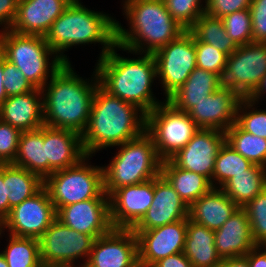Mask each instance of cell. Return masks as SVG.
<instances>
[{"instance_id":"obj_1","label":"cell","mask_w":266,"mask_h":267,"mask_svg":"<svg viewBox=\"0 0 266 267\" xmlns=\"http://www.w3.org/2000/svg\"><path fill=\"white\" fill-rule=\"evenodd\" d=\"M94 70L91 80L85 79L74 71L70 62L64 63L51 77L41 89L45 126L83 134L88 125L95 90L99 85L96 69Z\"/></svg>"},{"instance_id":"obj_2","label":"cell","mask_w":266,"mask_h":267,"mask_svg":"<svg viewBox=\"0 0 266 267\" xmlns=\"http://www.w3.org/2000/svg\"><path fill=\"white\" fill-rule=\"evenodd\" d=\"M145 131L146 114L141 109L97 86L88 125L81 135L86 156L107 147L118 148Z\"/></svg>"},{"instance_id":"obj_3","label":"cell","mask_w":266,"mask_h":267,"mask_svg":"<svg viewBox=\"0 0 266 267\" xmlns=\"http://www.w3.org/2000/svg\"><path fill=\"white\" fill-rule=\"evenodd\" d=\"M117 49L118 44L97 60L95 69L99 85L147 115L164 102L157 100L151 89L157 80L155 57L150 53H139L141 56L137 58L123 57Z\"/></svg>"},{"instance_id":"obj_4","label":"cell","mask_w":266,"mask_h":267,"mask_svg":"<svg viewBox=\"0 0 266 267\" xmlns=\"http://www.w3.org/2000/svg\"><path fill=\"white\" fill-rule=\"evenodd\" d=\"M129 30L117 21L118 49L153 54L186 31L168 12L164 0H123Z\"/></svg>"},{"instance_id":"obj_5","label":"cell","mask_w":266,"mask_h":267,"mask_svg":"<svg viewBox=\"0 0 266 267\" xmlns=\"http://www.w3.org/2000/svg\"><path fill=\"white\" fill-rule=\"evenodd\" d=\"M51 50L65 63H70L65 51L78 45H102L99 59L117 44V21L105 12L85 7L80 0H72L54 21L45 35Z\"/></svg>"},{"instance_id":"obj_6","label":"cell","mask_w":266,"mask_h":267,"mask_svg":"<svg viewBox=\"0 0 266 267\" xmlns=\"http://www.w3.org/2000/svg\"><path fill=\"white\" fill-rule=\"evenodd\" d=\"M118 153L103 166L104 191L110 196L123 186L137 185L161 174L162 159L153 138L145 131L139 137L119 145Z\"/></svg>"},{"instance_id":"obj_7","label":"cell","mask_w":266,"mask_h":267,"mask_svg":"<svg viewBox=\"0 0 266 267\" xmlns=\"http://www.w3.org/2000/svg\"><path fill=\"white\" fill-rule=\"evenodd\" d=\"M0 53L39 89L65 63L51 50L45 36L20 34L10 29L0 30Z\"/></svg>"},{"instance_id":"obj_8","label":"cell","mask_w":266,"mask_h":267,"mask_svg":"<svg viewBox=\"0 0 266 267\" xmlns=\"http://www.w3.org/2000/svg\"><path fill=\"white\" fill-rule=\"evenodd\" d=\"M90 156L77 165L57 170L44 180L56 212L63 206L96 197H109L104 191L103 167L88 163Z\"/></svg>"},{"instance_id":"obj_9","label":"cell","mask_w":266,"mask_h":267,"mask_svg":"<svg viewBox=\"0 0 266 267\" xmlns=\"http://www.w3.org/2000/svg\"><path fill=\"white\" fill-rule=\"evenodd\" d=\"M199 129L187 112L176 109L166 99L146 115V132L162 160L184 148Z\"/></svg>"},{"instance_id":"obj_10","label":"cell","mask_w":266,"mask_h":267,"mask_svg":"<svg viewBox=\"0 0 266 267\" xmlns=\"http://www.w3.org/2000/svg\"><path fill=\"white\" fill-rule=\"evenodd\" d=\"M266 74V43L252 42L232 52L221 77V86L233 89L241 98H251Z\"/></svg>"},{"instance_id":"obj_11","label":"cell","mask_w":266,"mask_h":267,"mask_svg":"<svg viewBox=\"0 0 266 267\" xmlns=\"http://www.w3.org/2000/svg\"><path fill=\"white\" fill-rule=\"evenodd\" d=\"M156 62L157 79L163 87L166 100L175 93L197 67L195 37L184 31L153 53Z\"/></svg>"},{"instance_id":"obj_12","label":"cell","mask_w":266,"mask_h":267,"mask_svg":"<svg viewBox=\"0 0 266 267\" xmlns=\"http://www.w3.org/2000/svg\"><path fill=\"white\" fill-rule=\"evenodd\" d=\"M56 219V210L48 191L43 186L32 197L10 210L9 215L0 224V229L18 237L39 239Z\"/></svg>"},{"instance_id":"obj_13","label":"cell","mask_w":266,"mask_h":267,"mask_svg":"<svg viewBox=\"0 0 266 267\" xmlns=\"http://www.w3.org/2000/svg\"><path fill=\"white\" fill-rule=\"evenodd\" d=\"M94 241L93 236L77 232L56 218L39 238L41 261L74 265L81 258L85 264Z\"/></svg>"},{"instance_id":"obj_14","label":"cell","mask_w":266,"mask_h":267,"mask_svg":"<svg viewBox=\"0 0 266 267\" xmlns=\"http://www.w3.org/2000/svg\"><path fill=\"white\" fill-rule=\"evenodd\" d=\"M88 267H139L138 240L132 229L112 228L95 239Z\"/></svg>"},{"instance_id":"obj_15","label":"cell","mask_w":266,"mask_h":267,"mask_svg":"<svg viewBox=\"0 0 266 267\" xmlns=\"http://www.w3.org/2000/svg\"><path fill=\"white\" fill-rule=\"evenodd\" d=\"M133 232L138 240L139 267H151L162 258L184 252L187 218L150 230H133Z\"/></svg>"},{"instance_id":"obj_16","label":"cell","mask_w":266,"mask_h":267,"mask_svg":"<svg viewBox=\"0 0 266 267\" xmlns=\"http://www.w3.org/2000/svg\"><path fill=\"white\" fill-rule=\"evenodd\" d=\"M225 142V132L200 128L170 160L179 168L207 177L213 186L216 156Z\"/></svg>"},{"instance_id":"obj_17","label":"cell","mask_w":266,"mask_h":267,"mask_svg":"<svg viewBox=\"0 0 266 267\" xmlns=\"http://www.w3.org/2000/svg\"><path fill=\"white\" fill-rule=\"evenodd\" d=\"M154 197V178L137 185L123 186L109 196L113 228L132 229L146 214Z\"/></svg>"},{"instance_id":"obj_18","label":"cell","mask_w":266,"mask_h":267,"mask_svg":"<svg viewBox=\"0 0 266 267\" xmlns=\"http://www.w3.org/2000/svg\"><path fill=\"white\" fill-rule=\"evenodd\" d=\"M56 218L69 228L95 239L113 228L110 221L109 197H96L63 206L56 212Z\"/></svg>"},{"instance_id":"obj_19","label":"cell","mask_w":266,"mask_h":267,"mask_svg":"<svg viewBox=\"0 0 266 267\" xmlns=\"http://www.w3.org/2000/svg\"><path fill=\"white\" fill-rule=\"evenodd\" d=\"M241 100L233 89L220 86L187 113L199 128L225 132L235 123Z\"/></svg>"},{"instance_id":"obj_20","label":"cell","mask_w":266,"mask_h":267,"mask_svg":"<svg viewBox=\"0 0 266 267\" xmlns=\"http://www.w3.org/2000/svg\"><path fill=\"white\" fill-rule=\"evenodd\" d=\"M189 206L168 180L160 174L154 178L153 201L143 218L132 230H150L188 218Z\"/></svg>"},{"instance_id":"obj_21","label":"cell","mask_w":266,"mask_h":267,"mask_svg":"<svg viewBox=\"0 0 266 267\" xmlns=\"http://www.w3.org/2000/svg\"><path fill=\"white\" fill-rule=\"evenodd\" d=\"M45 145V179L57 170L77 165L86 157L81 135L60 128L43 125Z\"/></svg>"},{"instance_id":"obj_22","label":"cell","mask_w":266,"mask_h":267,"mask_svg":"<svg viewBox=\"0 0 266 267\" xmlns=\"http://www.w3.org/2000/svg\"><path fill=\"white\" fill-rule=\"evenodd\" d=\"M72 0H18L17 15L10 30L45 36Z\"/></svg>"},{"instance_id":"obj_23","label":"cell","mask_w":266,"mask_h":267,"mask_svg":"<svg viewBox=\"0 0 266 267\" xmlns=\"http://www.w3.org/2000/svg\"><path fill=\"white\" fill-rule=\"evenodd\" d=\"M215 247L221 259L245 256L256 247L246 211L238 208L231 217L214 231Z\"/></svg>"},{"instance_id":"obj_24","label":"cell","mask_w":266,"mask_h":267,"mask_svg":"<svg viewBox=\"0 0 266 267\" xmlns=\"http://www.w3.org/2000/svg\"><path fill=\"white\" fill-rule=\"evenodd\" d=\"M0 119L21 131L37 130L44 125L42 91L10 96L0 106Z\"/></svg>"},{"instance_id":"obj_25","label":"cell","mask_w":266,"mask_h":267,"mask_svg":"<svg viewBox=\"0 0 266 267\" xmlns=\"http://www.w3.org/2000/svg\"><path fill=\"white\" fill-rule=\"evenodd\" d=\"M238 208L239 206L221 188L213 187L189 206L188 218L215 231Z\"/></svg>"},{"instance_id":"obj_26","label":"cell","mask_w":266,"mask_h":267,"mask_svg":"<svg viewBox=\"0 0 266 267\" xmlns=\"http://www.w3.org/2000/svg\"><path fill=\"white\" fill-rule=\"evenodd\" d=\"M220 86L221 78L217 74L196 67L186 82L167 101L176 109L188 112Z\"/></svg>"},{"instance_id":"obj_27","label":"cell","mask_w":266,"mask_h":267,"mask_svg":"<svg viewBox=\"0 0 266 267\" xmlns=\"http://www.w3.org/2000/svg\"><path fill=\"white\" fill-rule=\"evenodd\" d=\"M184 254L193 267H218L222 261L216 251L214 231L189 218Z\"/></svg>"},{"instance_id":"obj_28","label":"cell","mask_w":266,"mask_h":267,"mask_svg":"<svg viewBox=\"0 0 266 267\" xmlns=\"http://www.w3.org/2000/svg\"><path fill=\"white\" fill-rule=\"evenodd\" d=\"M161 174L188 206L213 188L207 177L179 168L170 159L162 161Z\"/></svg>"},{"instance_id":"obj_29","label":"cell","mask_w":266,"mask_h":267,"mask_svg":"<svg viewBox=\"0 0 266 267\" xmlns=\"http://www.w3.org/2000/svg\"><path fill=\"white\" fill-rule=\"evenodd\" d=\"M266 188V168L252 164L245 173L228 180L221 189L240 208Z\"/></svg>"},{"instance_id":"obj_30","label":"cell","mask_w":266,"mask_h":267,"mask_svg":"<svg viewBox=\"0 0 266 267\" xmlns=\"http://www.w3.org/2000/svg\"><path fill=\"white\" fill-rule=\"evenodd\" d=\"M13 165L25 168L45 180L43 126L33 131H22Z\"/></svg>"},{"instance_id":"obj_31","label":"cell","mask_w":266,"mask_h":267,"mask_svg":"<svg viewBox=\"0 0 266 267\" xmlns=\"http://www.w3.org/2000/svg\"><path fill=\"white\" fill-rule=\"evenodd\" d=\"M44 186V181L25 168L6 164V195L9 213L12 208L32 197Z\"/></svg>"},{"instance_id":"obj_32","label":"cell","mask_w":266,"mask_h":267,"mask_svg":"<svg viewBox=\"0 0 266 267\" xmlns=\"http://www.w3.org/2000/svg\"><path fill=\"white\" fill-rule=\"evenodd\" d=\"M198 41L214 46L229 56L237 49V45L227 34L220 18L202 14L188 30Z\"/></svg>"},{"instance_id":"obj_33","label":"cell","mask_w":266,"mask_h":267,"mask_svg":"<svg viewBox=\"0 0 266 267\" xmlns=\"http://www.w3.org/2000/svg\"><path fill=\"white\" fill-rule=\"evenodd\" d=\"M225 141L252 164L266 168V138L250 134L234 123L225 131Z\"/></svg>"},{"instance_id":"obj_34","label":"cell","mask_w":266,"mask_h":267,"mask_svg":"<svg viewBox=\"0 0 266 267\" xmlns=\"http://www.w3.org/2000/svg\"><path fill=\"white\" fill-rule=\"evenodd\" d=\"M9 243L1 251L8 267H39L41 263L39 239L9 234Z\"/></svg>"},{"instance_id":"obj_35","label":"cell","mask_w":266,"mask_h":267,"mask_svg":"<svg viewBox=\"0 0 266 267\" xmlns=\"http://www.w3.org/2000/svg\"><path fill=\"white\" fill-rule=\"evenodd\" d=\"M251 165L252 163L249 160L241 156L225 141L216 156L213 171V187L221 188L233 176L245 173Z\"/></svg>"},{"instance_id":"obj_36","label":"cell","mask_w":266,"mask_h":267,"mask_svg":"<svg viewBox=\"0 0 266 267\" xmlns=\"http://www.w3.org/2000/svg\"><path fill=\"white\" fill-rule=\"evenodd\" d=\"M256 104L251 98H242L235 123L250 134L266 138V109L257 110Z\"/></svg>"},{"instance_id":"obj_37","label":"cell","mask_w":266,"mask_h":267,"mask_svg":"<svg viewBox=\"0 0 266 267\" xmlns=\"http://www.w3.org/2000/svg\"><path fill=\"white\" fill-rule=\"evenodd\" d=\"M242 208L249 218L255 244L266 246V188Z\"/></svg>"},{"instance_id":"obj_38","label":"cell","mask_w":266,"mask_h":267,"mask_svg":"<svg viewBox=\"0 0 266 267\" xmlns=\"http://www.w3.org/2000/svg\"><path fill=\"white\" fill-rule=\"evenodd\" d=\"M164 0L171 16L185 30H189L195 21L205 13L207 0Z\"/></svg>"},{"instance_id":"obj_39","label":"cell","mask_w":266,"mask_h":267,"mask_svg":"<svg viewBox=\"0 0 266 267\" xmlns=\"http://www.w3.org/2000/svg\"><path fill=\"white\" fill-rule=\"evenodd\" d=\"M227 34L237 46L252 43V21L250 10H240L221 18Z\"/></svg>"},{"instance_id":"obj_40","label":"cell","mask_w":266,"mask_h":267,"mask_svg":"<svg viewBox=\"0 0 266 267\" xmlns=\"http://www.w3.org/2000/svg\"><path fill=\"white\" fill-rule=\"evenodd\" d=\"M196 65L200 69L217 74L222 77L228 56L214 46L195 38Z\"/></svg>"},{"instance_id":"obj_41","label":"cell","mask_w":266,"mask_h":267,"mask_svg":"<svg viewBox=\"0 0 266 267\" xmlns=\"http://www.w3.org/2000/svg\"><path fill=\"white\" fill-rule=\"evenodd\" d=\"M3 84L7 97L32 92L36 88L25 78L22 71L3 56Z\"/></svg>"},{"instance_id":"obj_42","label":"cell","mask_w":266,"mask_h":267,"mask_svg":"<svg viewBox=\"0 0 266 267\" xmlns=\"http://www.w3.org/2000/svg\"><path fill=\"white\" fill-rule=\"evenodd\" d=\"M22 131L0 119V164H13Z\"/></svg>"},{"instance_id":"obj_43","label":"cell","mask_w":266,"mask_h":267,"mask_svg":"<svg viewBox=\"0 0 266 267\" xmlns=\"http://www.w3.org/2000/svg\"><path fill=\"white\" fill-rule=\"evenodd\" d=\"M249 10L252 21V42L266 43V0H252Z\"/></svg>"},{"instance_id":"obj_44","label":"cell","mask_w":266,"mask_h":267,"mask_svg":"<svg viewBox=\"0 0 266 267\" xmlns=\"http://www.w3.org/2000/svg\"><path fill=\"white\" fill-rule=\"evenodd\" d=\"M252 0H207L205 13L214 18H223L233 12L248 9Z\"/></svg>"},{"instance_id":"obj_45","label":"cell","mask_w":266,"mask_h":267,"mask_svg":"<svg viewBox=\"0 0 266 267\" xmlns=\"http://www.w3.org/2000/svg\"><path fill=\"white\" fill-rule=\"evenodd\" d=\"M17 8L18 0H0L1 30H7L11 28L17 15Z\"/></svg>"},{"instance_id":"obj_46","label":"cell","mask_w":266,"mask_h":267,"mask_svg":"<svg viewBox=\"0 0 266 267\" xmlns=\"http://www.w3.org/2000/svg\"><path fill=\"white\" fill-rule=\"evenodd\" d=\"M9 215V200L6 195V164H0V224Z\"/></svg>"},{"instance_id":"obj_47","label":"cell","mask_w":266,"mask_h":267,"mask_svg":"<svg viewBox=\"0 0 266 267\" xmlns=\"http://www.w3.org/2000/svg\"><path fill=\"white\" fill-rule=\"evenodd\" d=\"M151 267H193L190 260L185 256L184 252H179L162 258L154 263Z\"/></svg>"},{"instance_id":"obj_48","label":"cell","mask_w":266,"mask_h":267,"mask_svg":"<svg viewBox=\"0 0 266 267\" xmlns=\"http://www.w3.org/2000/svg\"><path fill=\"white\" fill-rule=\"evenodd\" d=\"M249 267H266V246L257 245L246 255Z\"/></svg>"},{"instance_id":"obj_49","label":"cell","mask_w":266,"mask_h":267,"mask_svg":"<svg viewBox=\"0 0 266 267\" xmlns=\"http://www.w3.org/2000/svg\"><path fill=\"white\" fill-rule=\"evenodd\" d=\"M218 267H249L246 256L222 259Z\"/></svg>"},{"instance_id":"obj_50","label":"cell","mask_w":266,"mask_h":267,"mask_svg":"<svg viewBox=\"0 0 266 267\" xmlns=\"http://www.w3.org/2000/svg\"><path fill=\"white\" fill-rule=\"evenodd\" d=\"M3 55L0 53V106L7 100V94L3 84Z\"/></svg>"},{"instance_id":"obj_51","label":"cell","mask_w":266,"mask_h":267,"mask_svg":"<svg viewBox=\"0 0 266 267\" xmlns=\"http://www.w3.org/2000/svg\"><path fill=\"white\" fill-rule=\"evenodd\" d=\"M265 94H266V74H265V76L263 78V81H262L261 85L256 90V92L251 97V99L258 103L260 101V99H262V96L264 97Z\"/></svg>"},{"instance_id":"obj_52","label":"cell","mask_w":266,"mask_h":267,"mask_svg":"<svg viewBox=\"0 0 266 267\" xmlns=\"http://www.w3.org/2000/svg\"><path fill=\"white\" fill-rule=\"evenodd\" d=\"M39 267H77V266L68 263H48L41 261Z\"/></svg>"},{"instance_id":"obj_53","label":"cell","mask_w":266,"mask_h":267,"mask_svg":"<svg viewBox=\"0 0 266 267\" xmlns=\"http://www.w3.org/2000/svg\"><path fill=\"white\" fill-rule=\"evenodd\" d=\"M0 267H8V264L4 258V256L0 252Z\"/></svg>"},{"instance_id":"obj_54","label":"cell","mask_w":266,"mask_h":267,"mask_svg":"<svg viewBox=\"0 0 266 267\" xmlns=\"http://www.w3.org/2000/svg\"><path fill=\"white\" fill-rule=\"evenodd\" d=\"M77 267H88L86 264L78 265Z\"/></svg>"},{"instance_id":"obj_55","label":"cell","mask_w":266,"mask_h":267,"mask_svg":"<svg viewBox=\"0 0 266 267\" xmlns=\"http://www.w3.org/2000/svg\"><path fill=\"white\" fill-rule=\"evenodd\" d=\"M2 234L5 235V233L3 232V230L0 229V237L3 236Z\"/></svg>"}]
</instances>
